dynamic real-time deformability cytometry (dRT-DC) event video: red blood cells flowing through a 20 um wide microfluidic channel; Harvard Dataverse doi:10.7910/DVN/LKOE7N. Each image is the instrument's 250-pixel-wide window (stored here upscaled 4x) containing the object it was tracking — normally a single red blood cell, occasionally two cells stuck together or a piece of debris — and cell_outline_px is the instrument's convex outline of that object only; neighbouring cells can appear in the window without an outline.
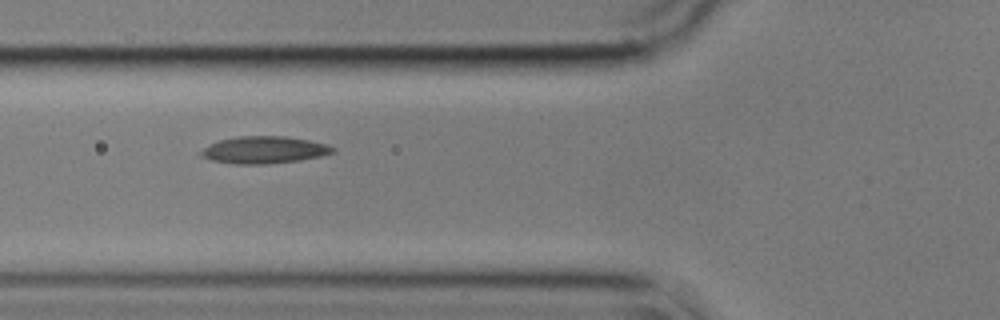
{"species": "common noctule bat (a hibernating species)", "species_latin": "Nyctalus noctula", "temperature_condition": "cold", "stored_images_in_passage": 47, "camera_frame_rate_fps": 3000, "um_per_image_px": 0.085, "animal": {"sex": "male", "body_mass_g": 17.9}, "frame": {"image": 1, "passage_image": 14, "time_ms": 4.333, "image_size_px": [1000, 320], "cell_outline_px": [[336, 152], [320, 156], [300, 160], [268, 164], [236, 164], [212, 160], [200, 156], [196, 152], [220, 140], [240, 136], [284, 136], [308, 140], [328, 144], [336, 148]], "centroid_in_image_um": [22.47, 12.75], "position_along_channel_um": 103.3, "area_um2": 20.87}}
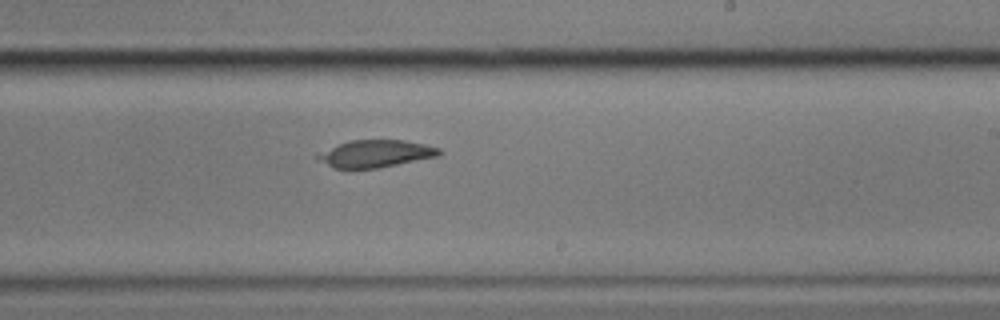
{"frame": {"image": 2, "passage_image": 27, "time_ms": 8.667, "image_size_px": [1000, 320], "cell_outline_px": [[444, 152], [440, 156], [376, 168], [352, 172], [348, 172], [332, 168], [316, 160], [312, 156], [340, 144], [352, 140], [404, 140], [424, 144], [440, 148]], "centroid_in_image_um": [31.86, 13.11], "position_along_channel_um": 257.1, "area_um2": 20.0}}
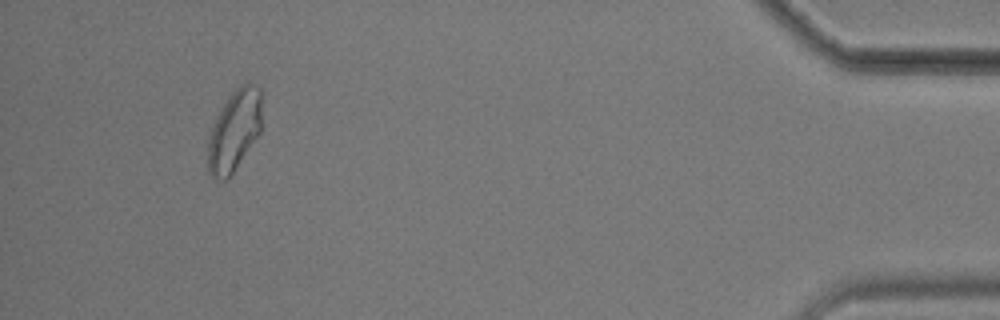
{"frame": {"image": 3, "passage_image": 46, "time_ms": 15.0, "image_size_px": [1000, 320], "cell_outline_px": [[260, 132], [228, 180], [224, 180], [212, 176], [208, 172], [208, 132], [228, 96], [240, 84], [248, 80], [256, 84], [260, 88]], "centroid_in_image_um": [19.9, 11.07], "position_along_channel_um": 415.3, "area_um2": 25.49}}